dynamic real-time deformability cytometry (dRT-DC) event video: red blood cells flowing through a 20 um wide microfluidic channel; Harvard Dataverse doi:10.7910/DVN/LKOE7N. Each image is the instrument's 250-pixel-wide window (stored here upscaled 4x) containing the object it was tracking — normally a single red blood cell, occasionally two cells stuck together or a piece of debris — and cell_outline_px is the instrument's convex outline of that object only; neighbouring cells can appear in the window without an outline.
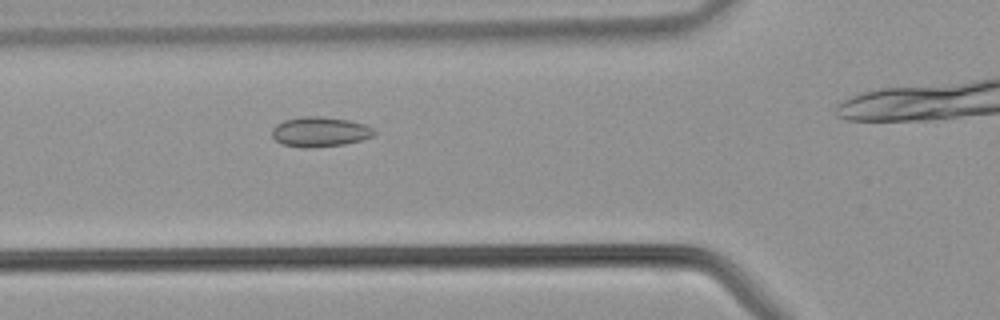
{"species": "common noctule bat (a hibernating species)", "species_latin": "Nyctalus noctula", "temperature_condition": "warm", "stored_images_in_passage": 27, "camera_frame_rate_fps": 3000, "um_per_image_px": 0.085, "animal": {"sex": "male", "body_mass_g": 21.5, "forearm_length_mm": 52.0}, "frame": {"image": 1, "passage_image": 8, "time_ms": 2.333, "image_size_px": [1000, 320], "cell_outline_px": [[376, 132], [372, 136], [360, 140], [344, 144], [308, 148], [304, 148], [284, 144], [276, 140], [272, 136], [272, 128], [276, 124], [284, 120], [304, 116], [320, 116], [348, 120], [364, 124], [372, 128]], "centroid_in_image_um": [27.17, 11.2], "position_along_channel_um": 98.6, "area_um2": 17.63}}
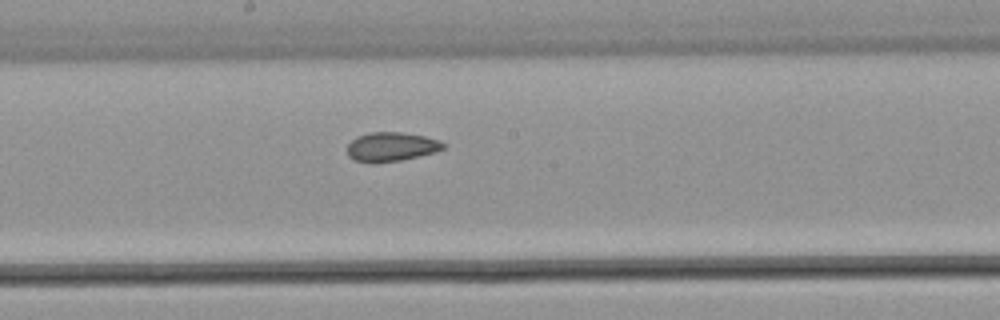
{"frame": {"image": 2, "passage_image": 15, "time_ms": 4.667, "image_size_px": [1000, 320], "cell_outline_px": [[444, 148], [436, 152], [400, 160], [376, 164], [372, 164], [356, 160], [348, 156], [348, 144], [356, 136], [372, 132], [400, 132], [424, 136], [440, 140], [444, 144]], "centroid_in_image_um": [33.24, 12.48], "position_along_channel_um": 215.0, "area_um2": 16.36}}
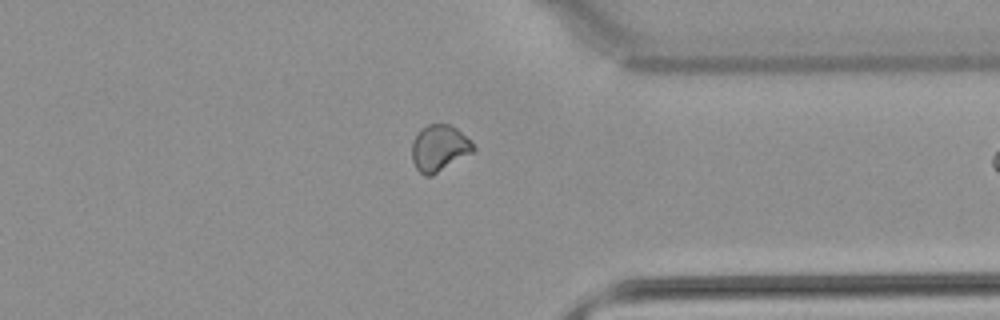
{"frame": {"image": 3, "passage_image": 25, "time_ms": 8.0, "image_size_px": [1000, 320], "cell_outline_px": [[476, 148], [472, 152], [432, 176], [424, 176], [416, 168], [412, 160], [412, 140], [420, 128], [428, 124], [448, 124], [456, 128]], "centroid_in_image_um": [37.28, 12.59], "position_along_channel_um": 374.1, "area_um2": 16.42}}